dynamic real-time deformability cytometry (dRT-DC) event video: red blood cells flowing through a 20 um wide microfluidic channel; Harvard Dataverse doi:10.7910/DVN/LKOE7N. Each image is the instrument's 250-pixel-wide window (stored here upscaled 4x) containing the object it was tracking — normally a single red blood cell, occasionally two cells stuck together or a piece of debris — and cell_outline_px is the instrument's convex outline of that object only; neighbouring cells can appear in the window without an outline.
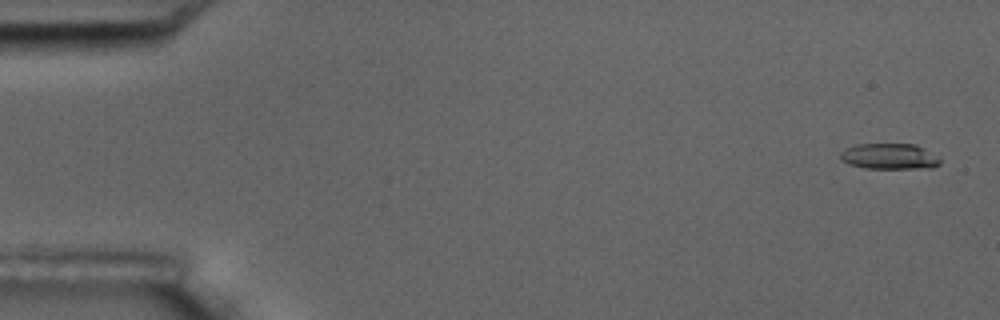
{"species": "common noctule bat (a hibernating species)", "species_latin": "Nyctalus noctula", "temperature_condition": "room temperature", "stored_images_in_passage": 6, "camera_frame_rate_fps": 3000, "um_per_image_px": 0.085, "animal": {"sex": "male", "body_mass_g": 17.5, "forearm_length_mm": 52.3}, "frame": {"image": 1, "passage_image": 1, "time_ms": 0.0, "image_size_px": [1000, 320], "cell_outline_px": [[940, 164], [932, 168], [864, 168], [848, 164], [840, 160], [840, 152], [844, 148], [856, 144], [916, 144], [940, 156]], "centroid_in_image_um": [75.6, 13.29], "position_along_channel_um": 9.4, "area_um2": 15.26}}
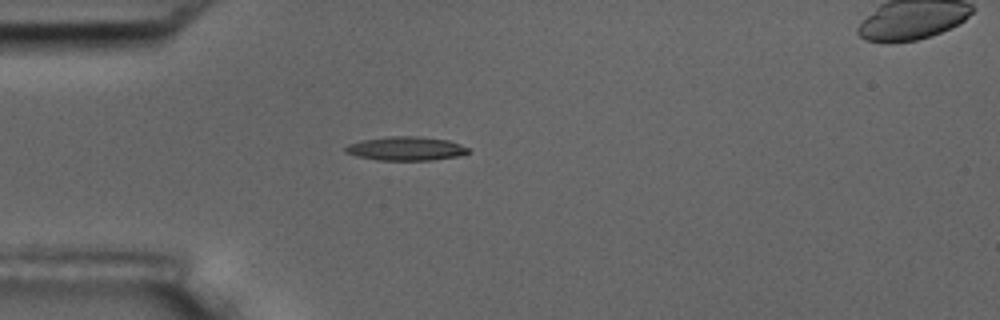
{"frame": {"image": 2, "passage_image": 5, "time_ms": 4.667, "image_size_px": [1000, 320], "cell_outline_px": [[472, 152], [460, 156], [432, 160], [376, 160], [356, 156], [344, 152], [344, 148], [348, 144], [360, 140], [388, 136], [420, 136], [448, 140], [460, 144], [468, 148]], "centroid_in_image_um": [34.5, 12.63], "position_along_channel_um": 50.5, "area_um2": 17.34}}